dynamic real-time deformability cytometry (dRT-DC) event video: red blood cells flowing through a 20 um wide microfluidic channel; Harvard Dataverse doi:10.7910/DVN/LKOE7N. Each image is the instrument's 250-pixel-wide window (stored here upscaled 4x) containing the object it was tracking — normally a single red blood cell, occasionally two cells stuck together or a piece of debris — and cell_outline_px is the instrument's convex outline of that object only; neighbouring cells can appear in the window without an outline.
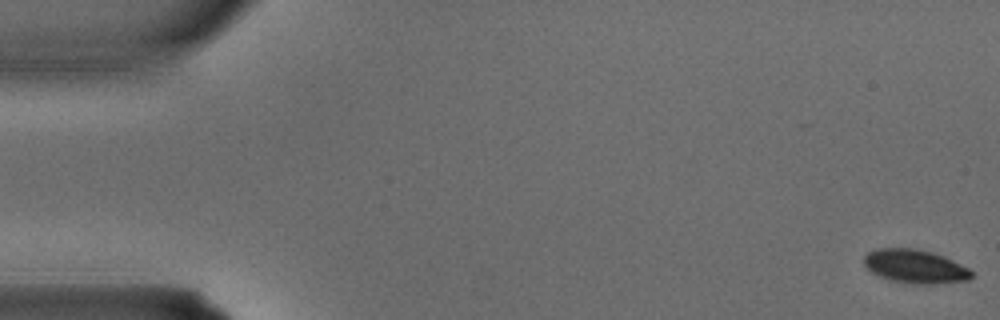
{"species": "common noctule bat (a hibernating species)", "species_latin": "Nyctalus noctula", "temperature_condition": "warm", "stored_images_in_passage": 5, "camera_frame_rate_fps": 3000, "um_per_image_px": 0.085, "animal": {"sex": "male", "body_mass_g": 15.6}, "frame": {"image": 1, "passage_image": 1, "time_ms": 0.0, "image_size_px": [1000, 320], "cell_outline_px": [[972, 276], [968, 280], [928, 284], [920, 284], [892, 280], [880, 276], [872, 272], [864, 264], [864, 256], [868, 252], [876, 248], [916, 248], [932, 252], [944, 256], [968, 268], [972, 272]], "centroid_in_image_um": [77.77, 22.62], "position_along_channel_um": 7.2, "area_um2": 20.81}}
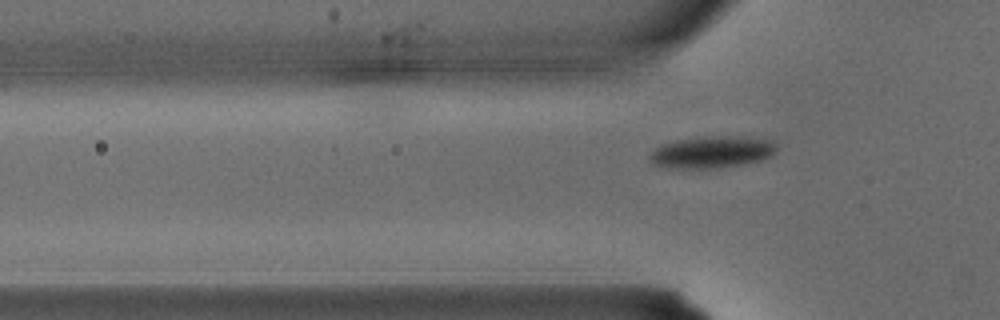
{"frame": {"image": 2, "passage_image": 5, "time_ms": 1.333, "image_size_px": [1000, 320], "cell_outline_px": [[776, 152], [772, 156], [760, 160], [744, 164], [720, 168], [664, 168], [652, 164], [648, 160], [648, 156], [660, 144], [676, 140], [704, 136], [740, 136], [772, 140], [776, 144]], "centroid_in_image_um": [60.49, 12.93], "position_along_channel_um": 65.3, "area_um2": 23.99}}